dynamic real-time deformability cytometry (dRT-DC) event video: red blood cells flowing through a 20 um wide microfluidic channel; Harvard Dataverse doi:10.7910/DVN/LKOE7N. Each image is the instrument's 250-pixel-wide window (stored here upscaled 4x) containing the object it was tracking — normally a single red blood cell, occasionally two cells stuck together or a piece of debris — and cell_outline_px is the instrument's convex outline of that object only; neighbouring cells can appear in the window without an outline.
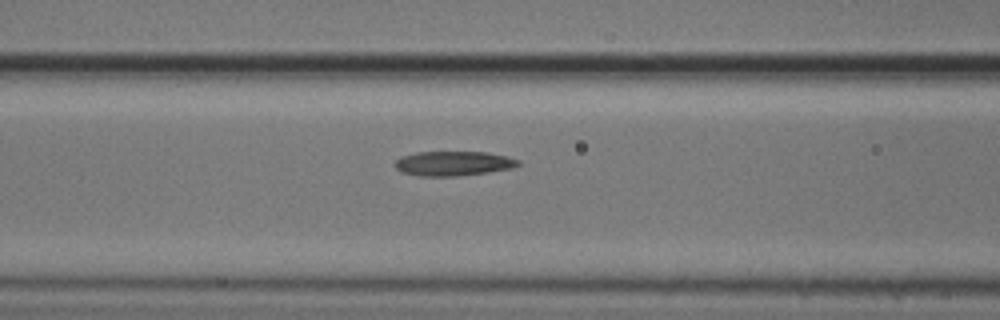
{"species": "common noctule bat (a hibernating species)", "species_latin": "Nyctalus noctula", "temperature_condition": "cold", "stored_images_in_passage": 17, "camera_frame_rate_fps": 3000, "um_per_image_px": 0.085, "animal": {"sex": "male", "body_mass_g": 20.5, "forearm_length_mm": 52.5}, "frame": {"image": 1, "passage_image": 15, "time_ms": 4.667, "image_size_px": [1000, 320], "cell_outline_px": [[520, 164], [512, 168], [488, 172], [456, 176], [420, 176], [400, 172], [396, 168], [396, 160], [400, 156], [416, 152], [488, 152], [508, 156], [520, 160]], "centroid_in_image_um": [38.54, 13.89], "position_along_channel_um": 128.1, "area_um2": 17.74}}